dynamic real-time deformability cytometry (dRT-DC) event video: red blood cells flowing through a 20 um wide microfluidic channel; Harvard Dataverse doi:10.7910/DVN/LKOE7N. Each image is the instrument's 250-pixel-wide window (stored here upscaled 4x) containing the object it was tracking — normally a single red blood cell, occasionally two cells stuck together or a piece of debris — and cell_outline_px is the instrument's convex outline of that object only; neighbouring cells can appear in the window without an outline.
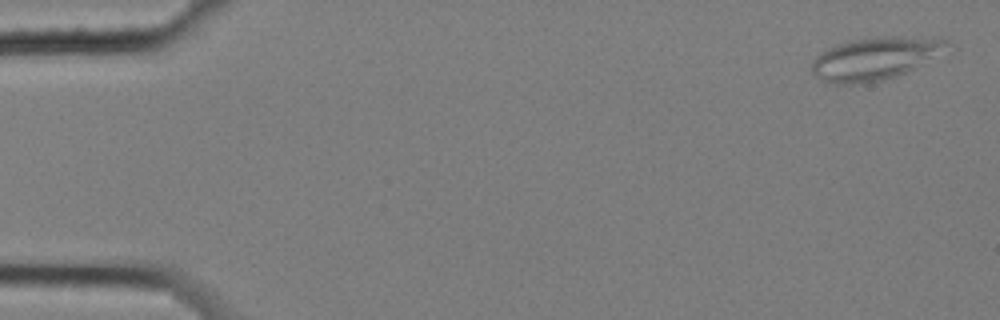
{"species": "common noctule bat (a hibernating species)", "species_latin": "Nyctalus noctula", "temperature_condition": "cold", "stored_images_in_passage": 6, "camera_frame_rate_fps": 3000, "um_per_image_px": 0.085, "animal": {"sex": "female", "body_mass_g": 25.1}, "frame": {"image": 1, "passage_image": 1, "time_ms": 0.0, "image_size_px": [1000, 320], "cell_outline_px": [[948, 44], [920, 64], [904, 72], [880, 80], [860, 84], [832, 84], [816, 76], [812, 72], [812, 60], [824, 48], [848, 40], [876, 36], [940, 36], [948, 40]], "centroid_in_image_um": [74.28, 4.93], "position_along_channel_um": 10.7, "area_um2": 33.35}}